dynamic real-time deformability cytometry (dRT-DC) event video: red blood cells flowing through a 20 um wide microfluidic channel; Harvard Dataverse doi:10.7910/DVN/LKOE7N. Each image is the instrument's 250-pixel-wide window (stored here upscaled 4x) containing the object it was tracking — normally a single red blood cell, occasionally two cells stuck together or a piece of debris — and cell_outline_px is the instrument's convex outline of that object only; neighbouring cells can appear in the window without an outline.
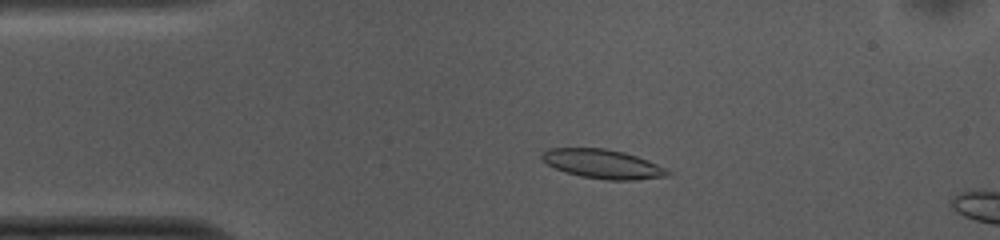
{"species": "common noctule bat (a hibernating species)", "species_latin": "Nyctalus noctula", "temperature_condition": "cold", "stored_images_in_passage": 14, "camera_frame_rate_fps": 3000, "um_per_image_px": 0.085, "animal": {"sex": "female", "body_mass_g": 10.0, "forearm_length_mm": 53.1}, "frame": {"image": 1, "passage_image": 10, "time_ms": 3.0, "image_size_px": [1000, 240], "cell_outline_px": [[672, 172], [668, 176], [636, 180], [608, 180], [580, 176], [564, 172], [548, 164], [540, 156], [548, 148], [604, 148], [624, 152], [648, 160]], "centroid_in_image_um": [51.24, 13.94], "position_along_channel_um": 33.8, "area_um2": 21.21}}